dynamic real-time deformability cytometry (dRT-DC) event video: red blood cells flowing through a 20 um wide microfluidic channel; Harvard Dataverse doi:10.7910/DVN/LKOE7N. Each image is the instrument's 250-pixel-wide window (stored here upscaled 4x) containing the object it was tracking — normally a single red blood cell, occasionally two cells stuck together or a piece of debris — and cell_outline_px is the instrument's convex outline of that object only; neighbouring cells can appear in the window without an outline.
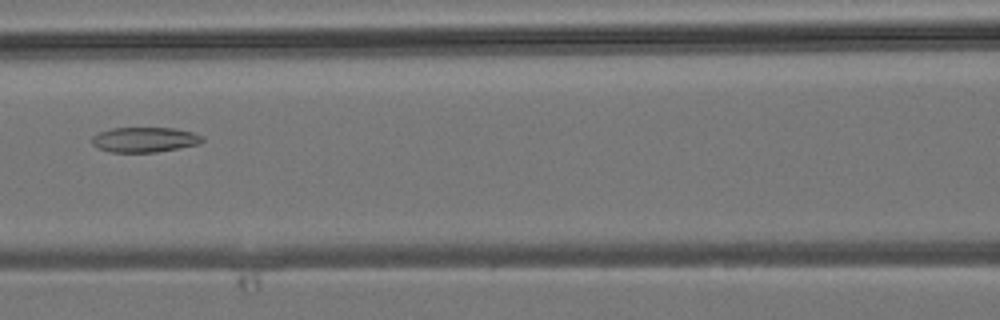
{"species": "common noctule bat (a hibernating species)", "species_latin": "Nyctalus noctula", "temperature_condition": "room temperature", "stored_images_in_passage": 36, "camera_frame_rate_fps": 3000, "um_per_image_px": 0.085, "animal": {"sex": "male", "body_mass_g": 19.2, "forearm_length_mm": 51.8}, "frame": {"image": 1, "passage_image": 11, "time_ms": 3.333, "image_size_px": [1000, 320], "cell_outline_px": [[204, 140], [200, 144], [156, 152], [112, 152], [100, 148], [92, 144], [92, 136], [100, 132], [112, 128], [176, 128], [192, 132], [204, 136]], "centroid_in_image_um": [12.33, 11.86], "position_along_channel_um": 154.3, "area_um2": 16.07}}
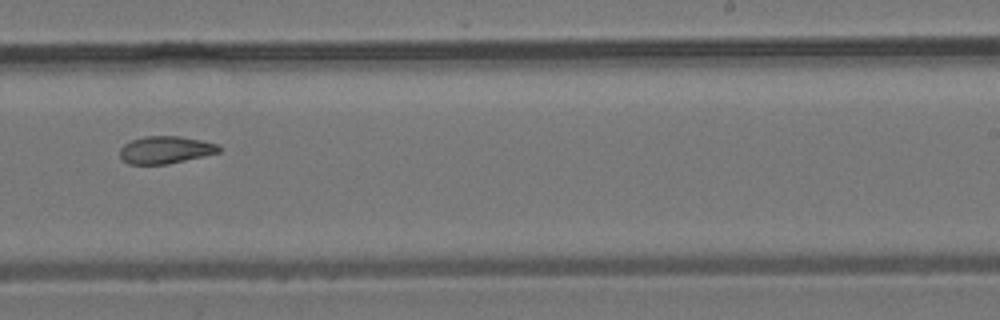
{"frame": {"image": 2, "passage_image": 19, "time_ms": 6.0, "image_size_px": [1000, 320], "cell_outline_px": [[220, 152], [204, 156], [168, 164], [128, 164], [120, 156], [120, 148], [124, 144], [132, 140], [144, 136], [180, 136], [220, 144]], "centroid_in_image_um": [14.08, 12.73], "position_along_channel_um": 274.9, "area_um2": 15.84}}
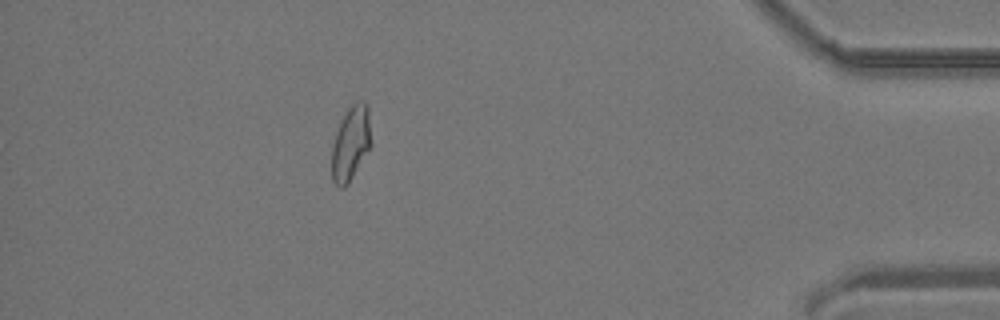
{"frame": {"image": 3, "passage_image": 31, "time_ms": 10.0, "image_size_px": [1000, 320], "cell_outline_px": [[372, 144], [348, 184], [344, 188], [340, 188], [332, 180], [332, 144], [336, 132], [348, 108], [356, 100], [364, 100], [368, 108]], "centroid_in_image_um": [29.83, 12.17], "position_along_channel_um": 405.4, "area_um2": 17.05}}